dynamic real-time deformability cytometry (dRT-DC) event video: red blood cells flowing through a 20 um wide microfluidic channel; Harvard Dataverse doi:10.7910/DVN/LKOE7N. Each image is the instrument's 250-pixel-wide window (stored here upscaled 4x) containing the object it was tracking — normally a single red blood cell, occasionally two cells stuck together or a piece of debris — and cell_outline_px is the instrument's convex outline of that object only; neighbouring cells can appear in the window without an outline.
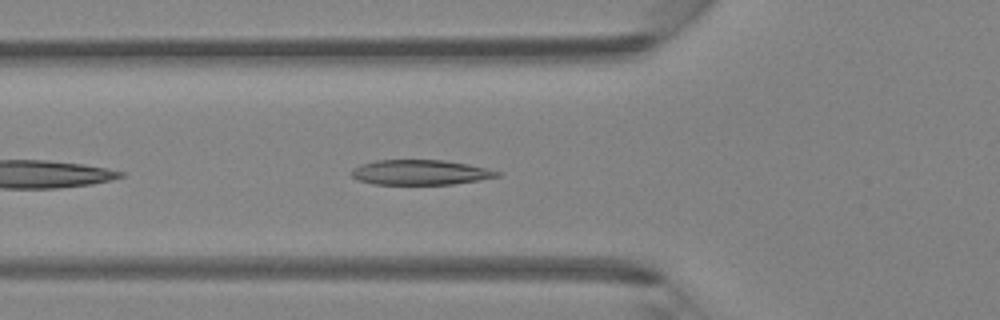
{"species": "Egyptian fruit bat (a non-hibernating species)", "species_latin": "Rousettus aegyptiacus", "temperature_condition": "room temperature", "stored_images_in_passage": 21, "camera_frame_rate_fps": 3000, "um_per_image_px": 0.085, "animal": {"sex": "female"}, "frame": {"image": 1, "passage_image": 4, "time_ms": 1.0, "image_size_px": [1000, 320], "cell_outline_px": [[500, 176], [480, 180], [452, 184], [372, 184], [360, 180], [352, 176], [352, 168], [360, 164], [376, 160], [440, 160], [468, 164], [500, 172]], "centroid_in_image_um": [35.7, 14.65], "position_along_channel_um": 90.1, "area_um2": 21.04}}
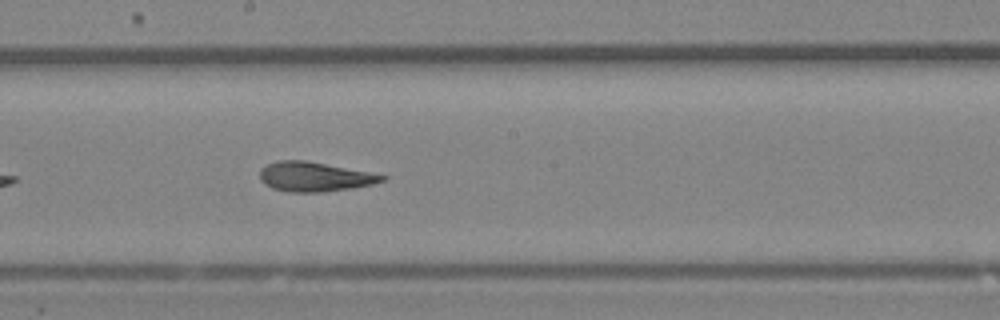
{"frame": {"image": 2, "passage_image": 13, "time_ms": 4.0, "image_size_px": [1000, 320], "cell_outline_px": [[388, 176], [384, 180], [372, 184], [352, 188], [320, 192], [288, 192], [272, 188], [264, 184], [260, 180], [260, 168], [268, 164], [280, 160], [304, 160], [368, 172]], "centroid_in_image_um": [26.69, 15.03], "position_along_channel_um": 221.5, "area_um2": 20.81}}
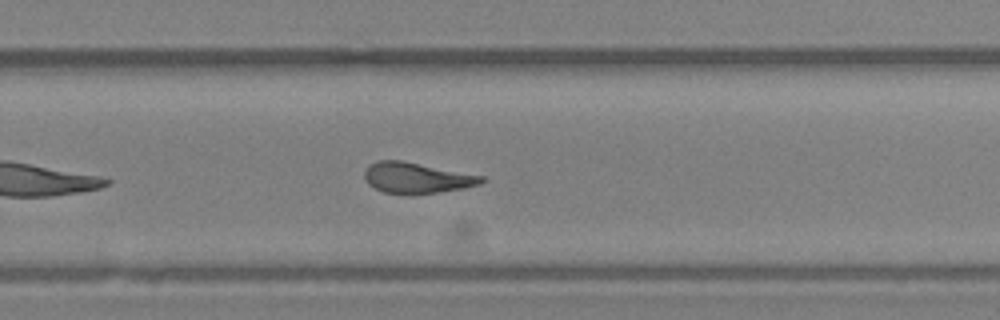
{"frame": {"image": 3, "passage_image": 18, "time_ms": 5.667, "image_size_px": [1000, 320], "cell_outline_px": [[484, 180], [480, 184], [464, 188], [436, 192], [384, 192], [368, 184], [364, 180], [364, 168], [368, 164], [376, 160], [400, 160], [484, 176]], "centroid_in_image_um": [35.37, 15.08], "position_along_channel_um": 294.4, "area_um2": 20.46}}